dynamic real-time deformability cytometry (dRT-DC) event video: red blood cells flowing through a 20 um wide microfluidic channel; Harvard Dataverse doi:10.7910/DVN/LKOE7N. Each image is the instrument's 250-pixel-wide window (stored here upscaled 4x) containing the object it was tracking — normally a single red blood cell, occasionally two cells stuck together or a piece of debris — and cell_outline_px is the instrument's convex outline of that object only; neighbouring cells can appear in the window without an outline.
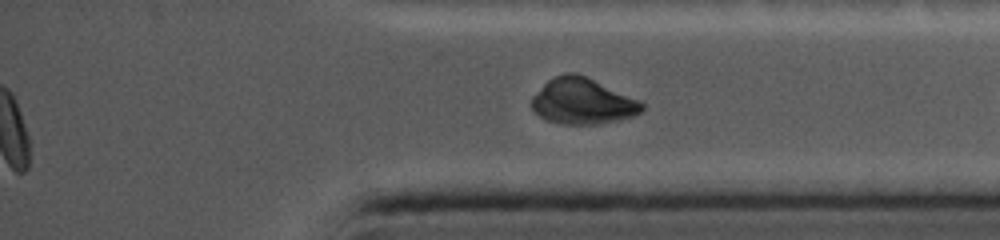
{"species": "common noctule bat (a hibernating species)", "species_latin": "Nyctalus noctula", "temperature_condition": "cold", "stored_images_in_passage": 34, "segment_of_instrument_passage": [2, 2], "camera_frame_rate_fps": 5000, "um_per_image_px": 0.085, "animal": {"sex": "female", "body_mass_g": 19.0, "forearm_length_mm": 56.7}, "frame": {"image": 1, "passage_image": 34, "time_ms": 13.2, "image_size_px": [1000, 240], "cell_outline_px": [[644, 108], [640, 112], [632, 116], [600, 124], [560, 124], [548, 120], [540, 116], [532, 108], [532, 96], [548, 80], [556, 76], [568, 72], [576, 72], [636, 100], [644, 104]], "centroid_in_image_um": [49.47, 8.62], "position_along_channel_um": 385.7, "area_um2": 28.78}}